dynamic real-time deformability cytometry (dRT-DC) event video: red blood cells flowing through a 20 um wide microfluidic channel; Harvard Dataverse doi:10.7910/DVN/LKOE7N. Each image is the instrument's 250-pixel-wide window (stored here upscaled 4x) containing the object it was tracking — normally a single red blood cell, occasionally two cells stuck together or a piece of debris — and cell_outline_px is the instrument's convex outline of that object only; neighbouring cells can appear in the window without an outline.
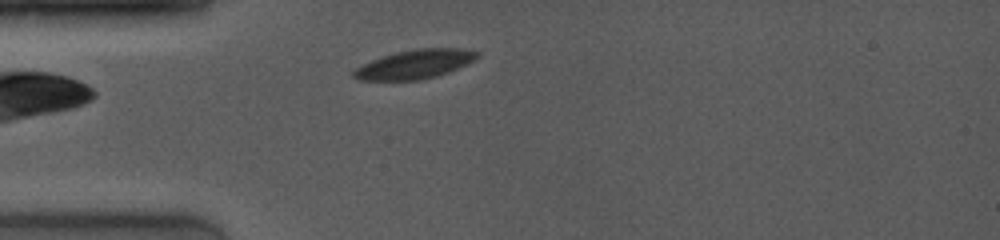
{"species": "common noctule bat (a hibernating species)", "species_latin": "Nyctalus noctula", "temperature_condition": "room temperature", "stored_images_in_passage": 27, "camera_frame_rate_fps": 4000, "um_per_image_px": 0.085, "animal": {"sex": "female", "body_mass_g": 19.0, "forearm_length_mm": 53.3}, "frame": {"image": 1, "passage_image": 4, "time_ms": 1.25, "image_size_px": [1000, 240], "cell_outline_px": [[480, 56], [448, 72], [436, 76], [420, 80], [356, 80], [352, 76], [352, 72], [356, 68], [372, 60], [396, 52], [416, 48], [464, 48], [480, 52]], "centroid_in_image_um": [35.25, 5.45], "position_along_channel_um": 49.7, "area_um2": 20.69}}
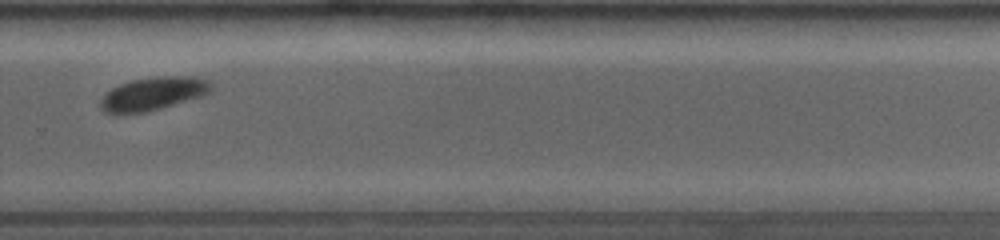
{"frame": {"image": 2, "passage_image": 20, "time_ms": 8.25, "image_size_px": [1000, 240], "cell_outline_px": [[212, 88], [208, 92], [200, 96], [160, 108], [144, 112], [104, 112], [100, 108], [100, 100], [104, 92], [120, 84], [132, 80], [156, 76], [188, 76], [208, 80], [212, 84]], "centroid_in_image_um": [12.98, 7.94], "position_along_channel_um": 316.8, "area_um2": 20.98}}
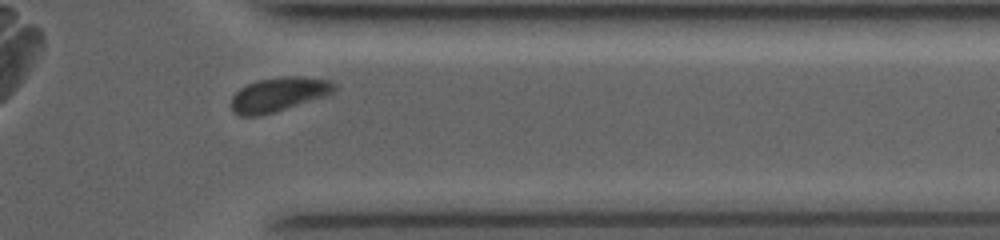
{"frame": {"image": 3, "passage_image": 24, "time_ms": 10.0, "image_size_px": [1000, 240], "cell_outline_px": [[336, 92], [324, 96], [260, 116], [240, 116], [232, 112], [232, 96], [240, 88], [256, 80], [284, 76], [304, 76], [328, 80], [336, 84]], "centroid_in_image_um": [23.68, 8.01], "position_along_channel_um": 387.7, "area_um2": 20.46}, "authors_computed_cell_mechanics": {"area_um2": 21.3282, "velocity_mm_per_s": 3.9748, "shape_relaxation_time_tau1_ms": 1.4011, "shape_relaxation_time_tau2_ms": null, "deformation_change_tau1": 0.0622, "deformation_change_tau2": null}}